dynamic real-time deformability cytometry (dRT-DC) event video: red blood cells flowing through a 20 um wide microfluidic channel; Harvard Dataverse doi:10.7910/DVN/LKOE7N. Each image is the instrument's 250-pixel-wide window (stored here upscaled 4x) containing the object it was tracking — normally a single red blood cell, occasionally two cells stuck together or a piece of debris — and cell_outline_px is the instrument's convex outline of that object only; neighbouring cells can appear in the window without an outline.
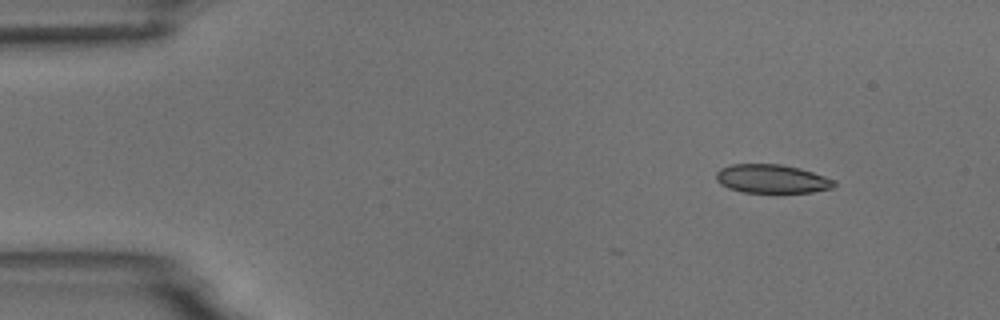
{"species": "common noctule bat (a hibernating species)", "species_latin": "Nyctalus noctula", "temperature_condition": "room temperature", "stored_images_in_passage": 3, "camera_frame_rate_fps": 3000, "um_per_image_px": 0.085, "animal": {"sex": "male", "body_mass_g": 18.8}, "frame": {"image": 1, "passage_image": 1, "time_ms": 0.0, "image_size_px": [1000, 320], "cell_outline_px": [[836, 184], [832, 188], [812, 192], [744, 192], [728, 188], [720, 184], [716, 180], [716, 172], [720, 168], [732, 164], [780, 164], [800, 168], [836, 180]], "centroid_in_image_um": [65.6, 15.19], "position_along_channel_um": 19.4, "area_um2": 19.71}}